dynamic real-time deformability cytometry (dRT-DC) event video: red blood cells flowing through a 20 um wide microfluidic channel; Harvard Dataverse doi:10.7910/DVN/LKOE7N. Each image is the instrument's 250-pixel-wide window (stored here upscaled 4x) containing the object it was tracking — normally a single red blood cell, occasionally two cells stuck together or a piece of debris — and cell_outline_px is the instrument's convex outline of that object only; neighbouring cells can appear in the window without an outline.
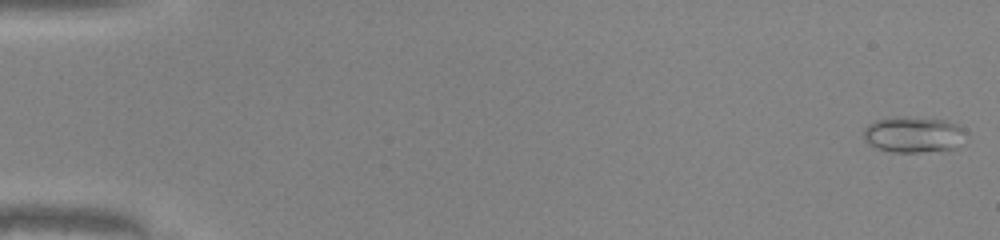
{"species": "common noctule bat (a hibernating species)", "species_latin": "Nyctalus noctula", "temperature_condition": "warm", "stored_images_in_passage": 50, "camera_frame_rate_fps": 3000, "um_per_image_px": 0.085, "animal": {"sex": "male", "body_mass_g": 20.0, "forearm_length_mm": 53.3}, "frame": {"image": 1, "passage_image": 1, "time_ms": 0.0, "image_size_px": [1000, 240], "cell_outline_px": [[968, 140], [960, 148], [948, 152], [892, 152], [868, 144], [864, 140], [864, 128], [868, 124], [876, 120], [896, 116], [908, 116], [944, 120], [956, 124], [964, 128], [968, 132]], "centroid_in_image_um": [77.78, 11.46], "position_along_channel_um": 7.2, "area_um2": 22.48}}
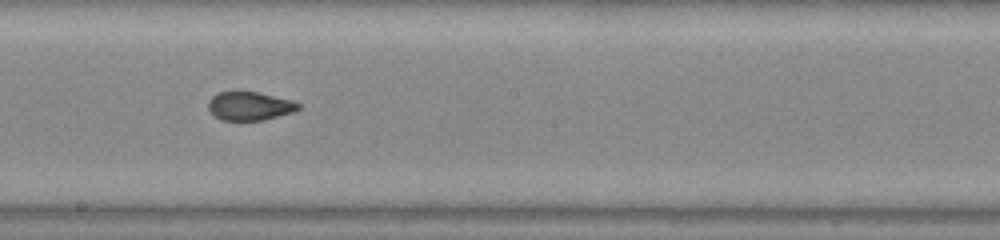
{"frame": {"image": 2, "passage_image": 29, "time_ms": 9.333, "image_size_px": [1000, 240], "cell_outline_px": [[300, 108], [292, 112], [264, 120], [220, 120], [208, 108], [208, 100], [212, 96], [220, 92], [256, 92], [292, 100], [300, 104]], "centroid_in_image_um": [21.22, 9.01], "position_along_channel_um": 227.0, "area_um2": 14.8}}
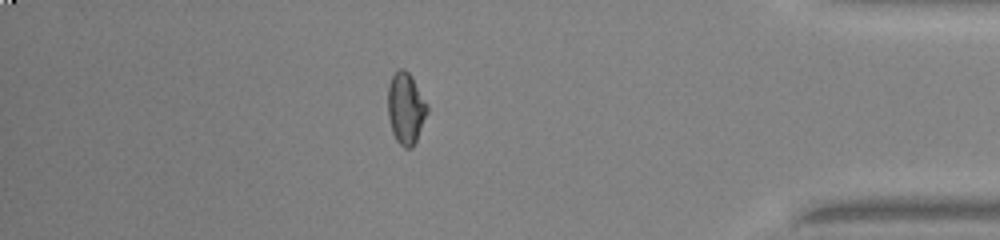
{"frame": {"image": 3, "passage_image": 44, "time_ms": 14.333, "image_size_px": [1000, 240], "cell_outline_px": [[428, 112], [416, 140], [412, 148], [404, 148], [396, 140], [392, 132], [388, 116], [388, 84], [392, 76], [400, 68], [404, 68], [412, 76], [428, 104]], "centroid_in_image_um": [34.49, 9.19], "position_along_channel_um": 400.7, "area_um2": 16.47}}